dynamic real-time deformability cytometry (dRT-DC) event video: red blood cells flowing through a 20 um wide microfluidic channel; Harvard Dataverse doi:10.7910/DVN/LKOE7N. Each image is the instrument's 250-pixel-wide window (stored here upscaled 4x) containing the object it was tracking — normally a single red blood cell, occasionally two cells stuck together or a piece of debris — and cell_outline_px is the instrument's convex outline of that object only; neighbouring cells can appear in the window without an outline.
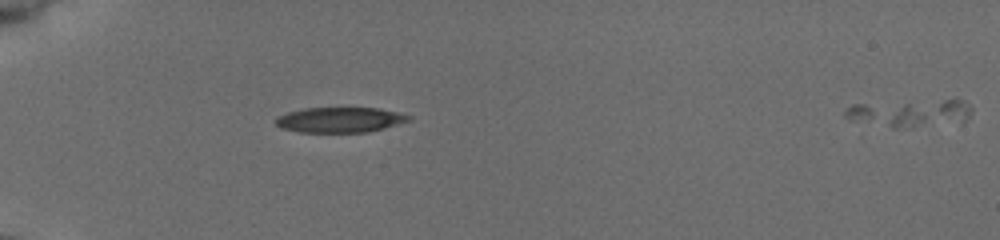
{"species": "common noctule bat (a hibernating species)", "species_latin": "Nyctalus noctula", "temperature_condition": "cold", "stored_images_in_passage": 37, "camera_frame_rate_fps": 3000, "um_per_image_px": 0.085, "animal": {"sex": "female", "body_mass_g": 19.5, "forearm_length_mm": 54.1}, "frame": {"image": 1, "passage_image": 1, "time_ms": 0.0, "image_size_px": [1000, 240], "cell_outline_px": [[412, 120], [384, 128], [364, 132], [300, 132], [280, 128], [276, 124], [276, 116], [288, 112], [304, 108], [376, 108], [396, 112], [412, 116]], "centroid_in_image_um": [28.87, 10.18], "position_along_channel_um": 56.1, "area_um2": 19.48}}
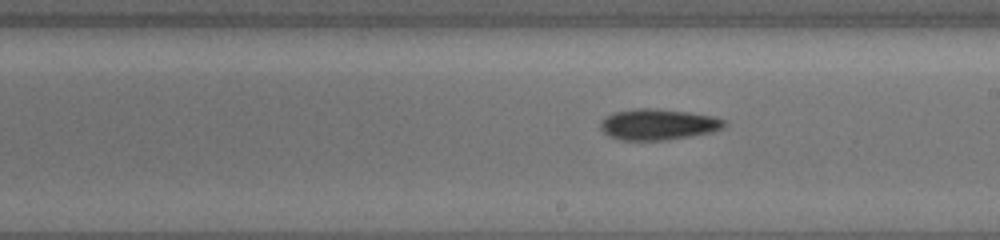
{"frame": {"image": 2, "passage_image": 16, "time_ms": 5.0, "image_size_px": [1000, 240], "cell_outline_px": [[728, 124], [724, 128], [712, 132], [688, 136], [660, 140], [624, 140], [612, 136], [604, 132], [600, 128], [600, 124], [608, 116], [616, 112], [632, 108], [656, 108], [688, 112], [712, 116], [724, 120]], "centroid_in_image_um": [55.98, 10.56], "position_along_channel_um": 233.0, "area_um2": 22.02}}
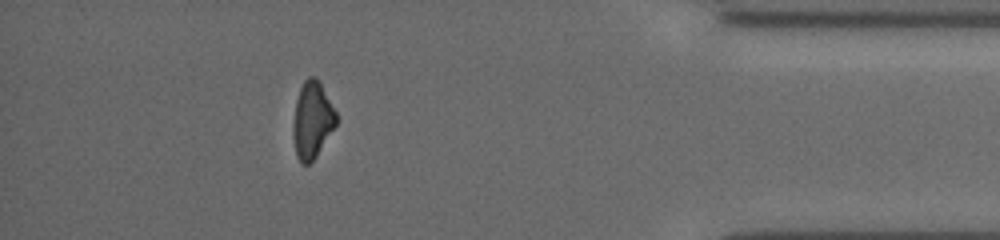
{"frame": {"image": 3, "passage_image": 32, "time_ms": 10.333, "image_size_px": [1000, 240], "cell_outline_px": [[336, 124], [316, 156], [308, 164], [300, 164], [296, 156], [292, 136], [292, 124], [296, 100], [300, 88], [304, 80], [308, 76], [316, 76], [320, 80], [336, 112]], "centroid_in_image_um": [26.51, 10.18], "position_along_channel_um": 408.7, "area_um2": 19.42}, "authors_computed_cell_mechanics": {"area_um2": 20.9814, "velocity_mm_per_s": 3.9331, "shape_relaxation_time_tau1_ms": 5.968, "shape_relaxation_time_tau2_ms": null, "deformation_change_tau1": 0.1396, "deformation_change_tau2": null}}